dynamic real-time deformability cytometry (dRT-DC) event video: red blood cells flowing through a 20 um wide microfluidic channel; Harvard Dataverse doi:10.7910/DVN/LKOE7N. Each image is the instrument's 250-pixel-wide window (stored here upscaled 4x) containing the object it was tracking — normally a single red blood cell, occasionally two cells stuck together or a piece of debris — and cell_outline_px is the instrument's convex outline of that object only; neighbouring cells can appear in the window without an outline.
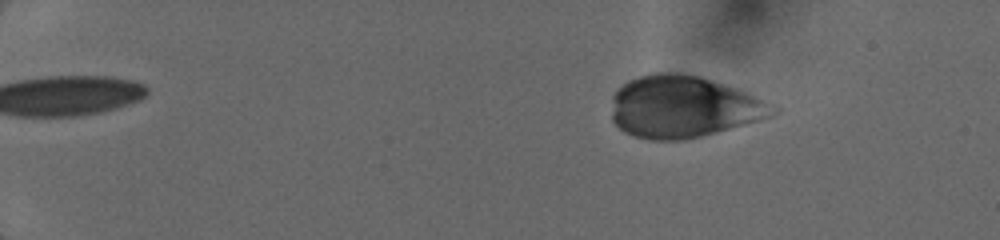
{"species": "human", "species_latin": "Homo sapiens", "temperature_condition": "cold", "stored_images_in_passage": 38, "camera_frame_rate_fps": 3000, "um_per_image_px": 0.085, "donor": {"sex": "female"}, "frame": {"image": 1, "passage_image": 6, "time_ms": 2.333, "image_size_px": [1000, 240], "cell_outline_px": [[780, 112], [772, 116], [760, 120], [716, 132], [684, 140], [652, 140], [636, 136], [624, 132], [612, 120], [612, 96], [616, 88], [620, 84], [628, 80], [640, 76], [656, 72], [680, 72], [700, 76], [736, 88], [780, 108]], "centroid_in_image_um": [58.06, 9.07], "position_along_channel_um": 26.9, "area_um2": 58.32}}
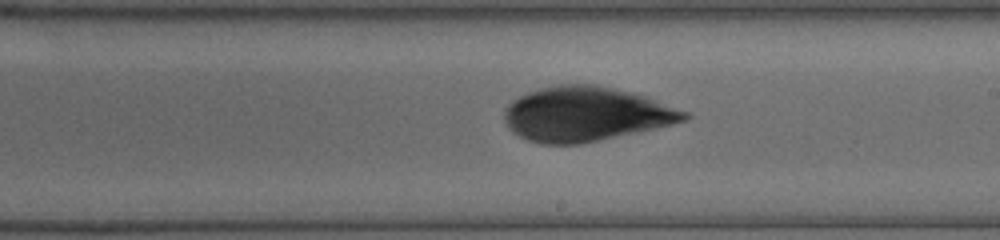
{"frame": {"image": 2, "passage_image": 24, "time_ms": 10.333, "image_size_px": [1000, 240], "cell_outline_px": [[692, 116], [684, 120], [672, 124], [580, 144], [540, 144], [528, 140], [512, 132], [508, 128], [504, 120], [504, 112], [508, 104], [512, 100], [528, 92], [540, 88], [560, 84], [596, 84], [632, 92], [644, 96], [688, 112]], "centroid_in_image_um": [49.75, 9.69], "position_along_channel_um": 239.3, "area_um2": 56.82}}
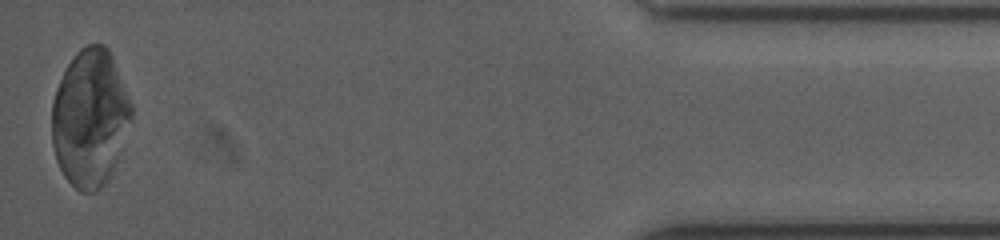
{"frame": {"image": 3, "passage_image": 38, "time_ms": 16.333, "image_size_px": [1000, 240], "cell_outline_px": [[132, 120], [112, 172], [108, 180], [96, 192], [80, 192], [64, 176], [56, 160], [52, 144], [52, 100], [56, 88], [68, 64], [76, 52], [80, 48], [88, 44], [104, 44], [108, 48], [112, 56], [132, 104]], "centroid_in_image_um": [7.65, 10.03], "position_along_channel_um": 427.6, "area_um2": 63.64}}